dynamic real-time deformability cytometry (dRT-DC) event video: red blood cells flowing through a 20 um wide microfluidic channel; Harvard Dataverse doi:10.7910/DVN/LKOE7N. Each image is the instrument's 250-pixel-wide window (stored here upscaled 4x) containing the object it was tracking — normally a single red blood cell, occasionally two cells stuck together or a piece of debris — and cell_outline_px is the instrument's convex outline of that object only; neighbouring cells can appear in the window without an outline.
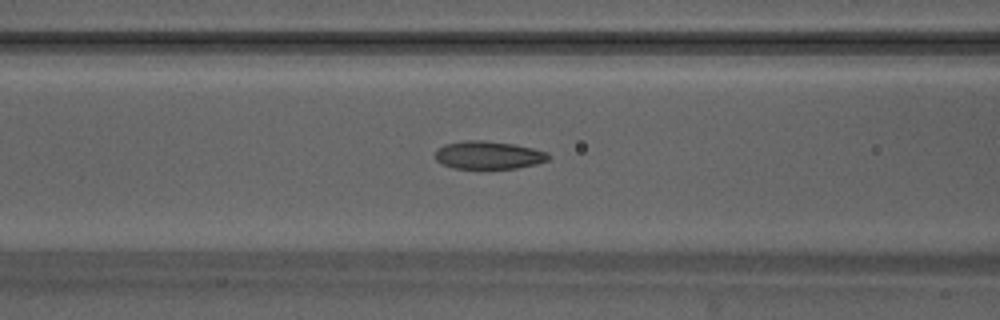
{"species": "Egyptian fruit bat (a non-hibernating species)", "species_latin": "Rousettus aegyptiacus", "temperature_condition": "warm", "stored_images_in_passage": 46, "camera_frame_rate_fps": 3000, "um_per_image_px": 0.085, "animal": {"sex": "male"}, "frame": {"image": 1, "passage_image": 20, "time_ms": 6.333, "image_size_px": [1000, 320], "cell_outline_px": [[552, 156], [548, 160], [536, 164], [516, 168], [488, 172], [452, 168], [436, 160], [436, 152], [444, 144], [464, 140], [484, 140], [516, 144], [548, 152]], "centroid_in_image_um": [41.55, 13.23], "position_along_channel_um": 125.1, "area_um2": 19.36}, "authors_computed_cell_mechanics": {"area_um2": 18.496, "velocity_mm_per_s": 4.1974, "shape_relaxation_time_tau1_ms": 9.6508, "shape_relaxation_time_tau2_ms": 1.4306, "deformation_change_tau1": 0.2309, "deformation_change_tau2": 0.076}}